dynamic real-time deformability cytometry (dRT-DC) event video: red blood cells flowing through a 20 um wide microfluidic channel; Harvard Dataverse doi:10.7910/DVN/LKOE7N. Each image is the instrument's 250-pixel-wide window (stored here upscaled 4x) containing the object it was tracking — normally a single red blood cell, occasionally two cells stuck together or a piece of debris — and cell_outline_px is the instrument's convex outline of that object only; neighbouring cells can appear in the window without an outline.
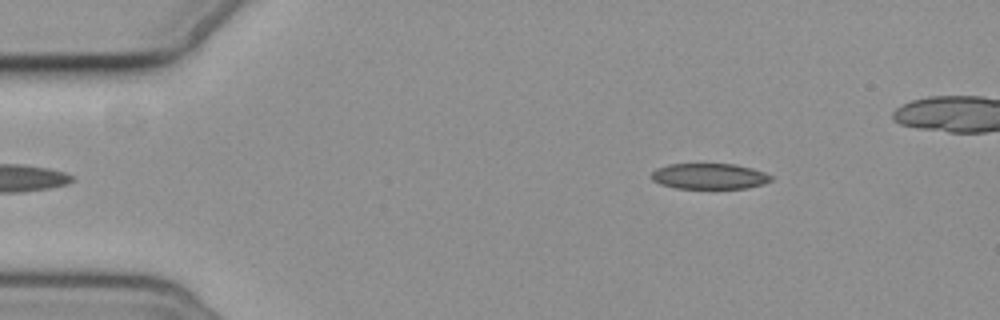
{"species": "common noctule bat (a hibernating species)", "species_latin": "Nyctalus noctula", "temperature_condition": "cold", "stored_images_in_passage": 3, "camera_frame_rate_fps": 3000, "um_per_image_px": 0.085, "animal": {"sex": "female", "body_mass_g": 19.3, "forearm_length_mm": 54.1}, "frame": {"image": 1, "passage_image": 3, "time_ms": 2.333, "image_size_px": [1000, 320], "cell_outline_px": [[772, 180], [764, 184], [748, 188], [676, 188], [660, 184], [652, 180], [652, 172], [656, 168], [668, 164], [736, 164], [752, 168], [764, 172], [772, 176]], "centroid_in_image_um": [60.3, 14.98], "position_along_channel_um": 24.7, "area_um2": 17.98}}